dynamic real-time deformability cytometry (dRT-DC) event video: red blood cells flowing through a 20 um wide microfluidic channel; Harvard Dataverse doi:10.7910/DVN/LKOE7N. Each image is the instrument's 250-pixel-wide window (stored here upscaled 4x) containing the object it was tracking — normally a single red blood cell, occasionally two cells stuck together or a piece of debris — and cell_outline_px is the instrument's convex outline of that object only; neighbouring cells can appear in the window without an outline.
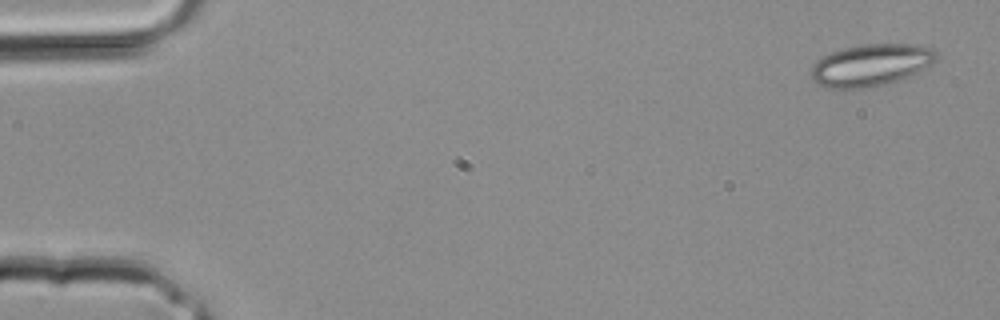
{"species": "common noctule bat (a hibernating species)", "species_latin": "Nyctalus noctula", "temperature_condition": "room temperature", "stored_images_in_passage": 4, "segment_of_instrument_passage": [2, 2], "camera_frame_rate_fps": 3000, "um_per_image_px": 0.085, "animal": {"sex": "male", "body_mass_g": 20.4}, "frame": {"image": 1, "passage_image": 4, "time_ms": 1.0, "image_size_px": [1000, 320], "cell_outline_px": [[936, 60], [904, 80], [864, 88], [824, 88], [812, 80], [812, 68], [816, 60], [832, 52], [844, 48], [864, 44], [916, 44], [932, 48], [936, 52]], "centroid_in_image_um": [74.03, 5.54], "position_along_channel_um": 11.0, "area_um2": 30.58}}